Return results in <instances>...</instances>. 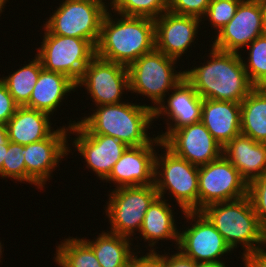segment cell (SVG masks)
<instances>
[{
    "instance_id": "6da1fadb",
    "label": "cell",
    "mask_w": 266,
    "mask_h": 267,
    "mask_svg": "<svg viewBox=\"0 0 266 267\" xmlns=\"http://www.w3.org/2000/svg\"><path fill=\"white\" fill-rule=\"evenodd\" d=\"M209 55L206 63L184 70V78L203 99L241 103L255 88L244 69L243 57L213 47Z\"/></svg>"
},
{
    "instance_id": "7a4b0ae2",
    "label": "cell",
    "mask_w": 266,
    "mask_h": 267,
    "mask_svg": "<svg viewBox=\"0 0 266 267\" xmlns=\"http://www.w3.org/2000/svg\"><path fill=\"white\" fill-rule=\"evenodd\" d=\"M112 16V17H111ZM105 13L96 45V56L128 67L155 49L154 20L146 17Z\"/></svg>"
},
{
    "instance_id": "3957f363",
    "label": "cell",
    "mask_w": 266,
    "mask_h": 267,
    "mask_svg": "<svg viewBox=\"0 0 266 267\" xmlns=\"http://www.w3.org/2000/svg\"><path fill=\"white\" fill-rule=\"evenodd\" d=\"M95 107L91 115L77 121L88 134L112 136L128 147L147 145L154 139L147 134L154 120L152 105L125 101Z\"/></svg>"
},
{
    "instance_id": "277c9868",
    "label": "cell",
    "mask_w": 266,
    "mask_h": 267,
    "mask_svg": "<svg viewBox=\"0 0 266 267\" xmlns=\"http://www.w3.org/2000/svg\"><path fill=\"white\" fill-rule=\"evenodd\" d=\"M201 212L223 236L232 251L239 244L243 248L242 254L252 253L266 246V229L259 223L248 196L210 204Z\"/></svg>"
},
{
    "instance_id": "5b68a950",
    "label": "cell",
    "mask_w": 266,
    "mask_h": 267,
    "mask_svg": "<svg viewBox=\"0 0 266 267\" xmlns=\"http://www.w3.org/2000/svg\"><path fill=\"white\" fill-rule=\"evenodd\" d=\"M177 61L157 49L143 54L127 67L129 91L151 99L152 103L156 104L152 106L154 110L165 100L168 92H172L184 78V71L175 70Z\"/></svg>"
},
{
    "instance_id": "8992f818",
    "label": "cell",
    "mask_w": 266,
    "mask_h": 267,
    "mask_svg": "<svg viewBox=\"0 0 266 267\" xmlns=\"http://www.w3.org/2000/svg\"><path fill=\"white\" fill-rule=\"evenodd\" d=\"M160 147L165 153L155 156L154 185L158 196L164 198L168 190L181 212L198 211L199 167L175 155L163 143Z\"/></svg>"
},
{
    "instance_id": "52a82bcc",
    "label": "cell",
    "mask_w": 266,
    "mask_h": 267,
    "mask_svg": "<svg viewBox=\"0 0 266 267\" xmlns=\"http://www.w3.org/2000/svg\"><path fill=\"white\" fill-rule=\"evenodd\" d=\"M102 0H63L44 27L54 35L88 40L95 48L102 19L109 9Z\"/></svg>"
},
{
    "instance_id": "ba28073f",
    "label": "cell",
    "mask_w": 266,
    "mask_h": 267,
    "mask_svg": "<svg viewBox=\"0 0 266 267\" xmlns=\"http://www.w3.org/2000/svg\"><path fill=\"white\" fill-rule=\"evenodd\" d=\"M41 47L35 54L47 71L65 74L75 83L96 56V48L85 39L51 34L45 27Z\"/></svg>"
},
{
    "instance_id": "9c48e42d",
    "label": "cell",
    "mask_w": 266,
    "mask_h": 267,
    "mask_svg": "<svg viewBox=\"0 0 266 267\" xmlns=\"http://www.w3.org/2000/svg\"><path fill=\"white\" fill-rule=\"evenodd\" d=\"M157 196L154 184L113 189L105 208L111 225L108 232L131 239L134 231L140 232L145 213Z\"/></svg>"
},
{
    "instance_id": "30bf717a",
    "label": "cell",
    "mask_w": 266,
    "mask_h": 267,
    "mask_svg": "<svg viewBox=\"0 0 266 267\" xmlns=\"http://www.w3.org/2000/svg\"><path fill=\"white\" fill-rule=\"evenodd\" d=\"M183 214V218L190 219L191 227L179 231L176 249L199 264L225 265L220 258L232 250L210 220L201 211H185Z\"/></svg>"
},
{
    "instance_id": "8fae6325",
    "label": "cell",
    "mask_w": 266,
    "mask_h": 267,
    "mask_svg": "<svg viewBox=\"0 0 266 267\" xmlns=\"http://www.w3.org/2000/svg\"><path fill=\"white\" fill-rule=\"evenodd\" d=\"M248 183L224 156L199 167L198 211L219 202L247 196Z\"/></svg>"
},
{
    "instance_id": "7c38bea8",
    "label": "cell",
    "mask_w": 266,
    "mask_h": 267,
    "mask_svg": "<svg viewBox=\"0 0 266 267\" xmlns=\"http://www.w3.org/2000/svg\"><path fill=\"white\" fill-rule=\"evenodd\" d=\"M82 86L96 106L122 103L123 92H129L128 68L95 56L76 83V87Z\"/></svg>"
},
{
    "instance_id": "4fadbf2b",
    "label": "cell",
    "mask_w": 266,
    "mask_h": 267,
    "mask_svg": "<svg viewBox=\"0 0 266 267\" xmlns=\"http://www.w3.org/2000/svg\"><path fill=\"white\" fill-rule=\"evenodd\" d=\"M68 127V128H67ZM60 126L48 138L22 148L26 164V182L42 189L52 177V171L70 153L69 125Z\"/></svg>"
},
{
    "instance_id": "5bb4252c",
    "label": "cell",
    "mask_w": 266,
    "mask_h": 267,
    "mask_svg": "<svg viewBox=\"0 0 266 267\" xmlns=\"http://www.w3.org/2000/svg\"><path fill=\"white\" fill-rule=\"evenodd\" d=\"M264 33V10L261 1L242 0L234 17L215 35L212 47L225 52L242 53L241 48H246Z\"/></svg>"
},
{
    "instance_id": "9a60e30c",
    "label": "cell",
    "mask_w": 266,
    "mask_h": 267,
    "mask_svg": "<svg viewBox=\"0 0 266 267\" xmlns=\"http://www.w3.org/2000/svg\"><path fill=\"white\" fill-rule=\"evenodd\" d=\"M70 132L76 135L72 145L85 159L86 169L93 170L102 181L109 176L113 166L128 148L112 136L88 134L75 120L69 122V135Z\"/></svg>"
},
{
    "instance_id": "2e32d148",
    "label": "cell",
    "mask_w": 266,
    "mask_h": 267,
    "mask_svg": "<svg viewBox=\"0 0 266 267\" xmlns=\"http://www.w3.org/2000/svg\"><path fill=\"white\" fill-rule=\"evenodd\" d=\"M162 143L175 155L198 167L223 155V147L201 121L173 131Z\"/></svg>"
},
{
    "instance_id": "e0dca14e",
    "label": "cell",
    "mask_w": 266,
    "mask_h": 267,
    "mask_svg": "<svg viewBox=\"0 0 266 267\" xmlns=\"http://www.w3.org/2000/svg\"><path fill=\"white\" fill-rule=\"evenodd\" d=\"M161 139L156 136L149 144L128 147L113 166L104 182L111 181L120 187H131L154 184L155 147L160 146ZM155 145V147H154ZM154 147V148H153Z\"/></svg>"
},
{
    "instance_id": "ac0fdd59",
    "label": "cell",
    "mask_w": 266,
    "mask_h": 267,
    "mask_svg": "<svg viewBox=\"0 0 266 267\" xmlns=\"http://www.w3.org/2000/svg\"><path fill=\"white\" fill-rule=\"evenodd\" d=\"M172 91L171 95L170 93L167 94L169 95L168 99L165 98L166 100H163L153 110L154 120L161 118L159 116L166 115L167 130L165 133L157 135L162 142L173 131L201 121L203 98L195 91L193 86L183 78Z\"/></svg>"
},
{
    "instance_id": "d6986e66",
    "label": "cell",
    "mask_w": 266,
    "mask_h": 267,
    "mask_svg": "<svg viewBox=\"0 0 266 267\" xmlns=\"http://www.w3.org/2000/svg\"><path fill=\"white\" fill-rule=\"evenodd\" d=\"M201 21L204 20L165 11L154 20L155 49L176 60L181 59L189 46L192 47Z\"/></svg>"
},
{
    "instance_id": "ffe728a7",
    "label": "cell",
    "mask_w": 266,
    "mask_h": 267,
    "mask_svg": "<svg viewBox=\"0 0 266 267\" xmlns=\"http://www.w3.org/2000/svg\"><path fill=\"white\" fill-rule=\"evenodd\" d=\"M201 122L224 147L241 134V104L232 101L203 99Z\"/></svg>"
},
{
    "instance_id": "44dd1931",
    "label": "cell",
    "mask_w": 266,
    "mask_h": 267,
    "mask_svg": "<svg viewBox=\"0 0 266 267\" xmlns=\"http://www.w3.org/2000/svg\"><path fill=\"white\" fill-rule=\"evenodd\" d=\"M223 155L247 183L266 175V143L239 134L223 147Z\"/></svg>"
},
{
    "instance_id": "7402d4cb",
    "label": "cell",
    "mask_w": 266,
    "mask_h": 267,
    "mask_svg": "<svg viewBox=\"0 0 266 267\" xmlns=\"http://www.w3.org/2000/svg\"><path fill=\"white\" fill-rule=\"evenodd\" d=\"M50 118L46 112L18 106L6 123L8 140L25 146L48 138L55 131Z\"/></svg>"
},
{
    "instance_id": "603a6c76",
    "label": "cell",
    "mask_w": 266,
    "mask_h": 267,
    "mask_svg": "<svg viewBox=\"0 0 266 267\" xmlns=\"http://www.w3.org/2000/svg\"><path fill=\"white\" fill-rule=\"evenodd\" d=\"M75 89L76 83L65 74L42 69L25 106L53 116L64 97Z\"/></svg>"
},
{
    "instance_id": "cb8c5ba5",
    "label": "cell",
    "mask_w": 266,
    "mask_h": 267,
    "mask_svg": "<svg viewBox=\"0 0 266 267\" xmlns=\"http://www.w3.org/2000/svg\"><path fill=\"white\" fill-rule=\"evenodd\" d=\"M167 201L165 197L157 196L145 213L139 233L145 242L148 241V245L153 247L149 251H155L156 242L159 240H174L175 246H178L179 231L174 219V210L171 209L172 204Z\"/></svg>"
},
{
    "instance_id": "d4e9b609",
    "label": "cell",
    "mask_w": 266,
    "mask_h": 267,
    "mask_svg": "<svg viewBox=\"0 0 266 267\" xmlns=\"http://www.w3.org/2000/svg\"><path fill=\"white\" fill-rule=\"evenodd\" d=\"M82 238L93 249L102 267H129L132 256L137 254L130 247V238L108 231H103L95 240Z\"/></svg>"
},
{
    "instance_id": "484cf974",
    "label": "cell",
    "mask_w": 266,
    "mask_h": 267,
    "mask_svg": "<svg viewBox=\"0 0 266 267\" xmlns=\"http://www.w3.org/2000/svg\"><path fill=\"white\" fill-rule=\"evenodd\" d=\"M241 104V134L266 143V88L255 87Z\"/></svg>"
},
{
    "instance_id": "4316f807",
    "label": "cell",
    "mask_w": 266,
    "mask_h": 267,
    "mask_svg": "<svg viewBox=\"0 0 266 267\" xmlns=\"http://www.w3.org/2000/svg\"><path fill=\"white\" fill-rule=\"evenodd\" d=\"M28 61V64L12 74L0 78L18 106H25L29 102L40 71L43 69L41 61L36 55L32 61Z\"/></svg>"
},
{
    "instance_id": "83f0119b",
    "label": "cell",
    "mask_w": 266,
    "mask_h": 267,
    "mask_svg": "<svg viewBox=\"0 0 266 267\" xmlns=\"http://www.w3.org/2000/svg\"><path fill=\"white\" fill-rule=\"evenodd\" d=\"M55 262L59 267H102L93 249L81 238L68 237L56 246Z\"/></svg>"
},
{
    "instance_id": "f1b7e54d",
    "label": "cell",
    "mask_w": 266,
    "mask_h": 267,
    "mask_svg": "<svg viewBox=\"0 0 266 267\" xmlns=\"http://www.w3.org/2000/svg\"><path fill=\"white\" fill-rule=\"evenodd\" d=\"M248 57L243 61L250 82L255 87L266 86V34L258 36L247 47Z\"/></svg>"
},
{
    "instance_id": "f546056e",
    "label": "cell",
    "mask_w": 266,
    "mask_h": 267,
    "mask_svg": "<svg viewBox=\"0 0 266 267\" xmlns=\"http://www.w3.org/2000/svg\"><path fill=\"white\" fill-rule=\"evenodd\" d=\"M110 5L112 12L125 16L146 17L153 20L168 11V0H115Z\"/></svg>"
},
{
    "instance_id": "4dcf8cb0",
    "label": "cell",
    "mask_w": 266,
    "mask_h": 267,
    "mask_svg": "<svg viewBox=\"0 0 266 267\" xmlns=\"http://www.w3.org/2000/svg\"><path fill=\"white\" fill-rule=\"evenodd\" d=\"M21 144L8 140V150L2 165V178H10L16 181L26 182V164Z\"/></svg>"
},
{
    "instance_id": "1f68e13d",
    "label": "cell",
    "mask_w": 266,
    "mask_h": 267,
    "mask_svg": "<svg viewBox=\"0 0 266 267\" xmlns=\"http://www.w3.org/2000/svg\"><path fill=\"white\" fill-rule=\"evenodd\" d=\"M242 0H211L204 15L211 27L218 33L234 17L236 9ZM206 17V18H205Z\"/></svg>"
},
{
    "instance_id": "d6a6232c",
    "label": "cell",
    "mask_w": 266,
    "mask_h": 267,
    "mask_svg": "<svg viewBox=\"0 0 266 267\" xmlns=\"http://www.w3.org/2000/svg\"><path fill=\"white\" fill-rule=\"evenodd\" d=\"M249 197L259 223L266 229V175L248 183Z\"/></svg>"
},
{
    "instance_id": "836d02e7",
    "label": "cell",
    "mask_w": 266,
    "mask_h": 267,
    "mask_svg": "<svg viewBox=\"0 0 266 267\" xmlns=\"http://www.w3.org/2000/svg\"><path fill=\"white\" fill-rule=\"evenodd\" d=\"M211 0H168V11L202 20Z\"/></svg>"
},
{
    "instance_id": "e575fe53",
    "label": "cell",
    "mask_w": 266,
    "mask_h": 267,
    "mask_svg": "<svg viewBox=\"0 0 266 267\" xmlns=\"http://www.w3.org/2000/svg\"><path fill=\"white\" fill-rule=\"evenodd\" d=\"M18 105L7 90L6 85L0 80V124H5L15 114Z\"/></svg>"
},
{
    "instance_id": "d590c367",
    "label": "cell",
    "mask_w": 266,
    "mask_h": 267,
    "mask_svg": "<svg viewBox=\"0 0 266 267\" xmlns=\"http://www.w3.org/2000/svg\"><path fill=\"white\" fill-rule=\"evenodd\" d=\"M129 267H164L163 266V254L160 255L156 251H149L144 256L138 257L133 255L129 264Z\"/></svg>"
},
{
    "instance_id": "8d00e7d4",
    "label": "cell",
    "mask_w": 266,
    "mask_h": 267,
    "mask_svg": "<svg viewBox=\"0 0 266 267\" xmlns=\"http://www.w3.org/2000/svg\"><path fill=\"white\" fill-rule=\"evenodd\" d=\"M163 254V266L164 267H198L197 262L193 259L184 256L180 251L173 255Z\"/></svg>"
},
{
    "instance_id": "74e56055",
    "label": "cell",
    "mask_w": 266,
    "mask_h": 267,
    "mask_svg": "<svg viewBox=\"0 0 266 267\" xmlns=\"http://www.w3.org/2000/svg\"><path fill=\"white\" fill-rule=\"evenodd\" d=\"M244 267H266V250L259 249L252 253L242 254Z\"/></svg>"
},
{
    "instance_id": "f35d334b",
    "label": "cell",
    "mask_w": 266,
    "mask_h": 267,
    "mask_svg": "<svg viewBox=\"0 0 266 267\" xmlns=\"http://www.w3.org/2000/svg\"><path fill=\"white\" fill-rule=\"evenodd\" d=\"M8 150V141L5 144H1L0 147V176L2 177V165L4 162V158L6 156Z\"/></svg>"
},
{
    "instance_id": "ab89813d",
    "label": "cell",
    "mask_w": 266,
    "mask_h": 267,
    "mask_svg": "<svg viewBox=\"0 0 266 267\" xmlns=\"http://www.w3.org/2000/svg\"><path fill=\"white\" fill-rule=\"evenodd\" d=\"M8 141L7 126L0 124V147Z\"/></svg>"
},
{
    "instance_id": "60d3db41",
    "label": "cell",
    "mask_w": 266,
    "mask_h": 267,
    "mask_svg": "<svg viewBox=\"0 0 266 267\" xmlns=\"http://www.w3.org/2000/svg\"><path fill=\"white\" fill-rule=\"evenodd\" d=\"M198 267H228V265H219V264H207V263H202L198 264Z\"/></svg>"
},
{
    "instance_id": "b9f144b4",
    "label": "cell",
    "mask_w": 266,
    "mask_h": 267,
    "mask_svg": "<svg viewBox=\"0 0 266 267\" xmlns=\"http://www.w3.org/2000/svg\"><path fill=\"white\" fill-rule=\"evenodd\" d=\"M264 10V21L266 23V0H260Z\"/></svg>"
},
{
    "instance_id": "7bdbcfd3",
    "label": "cell",
    "mask_w": 266,
    "mask_h": 267,
    "mask_svg": "<svg viewBox=\"0 0 266 267\" xmlns=\"http://www.w3.org/2000/svg\"><path fill=\"white\" fill-rule=\"evenodd\" d=\"M8 0H0V14L4 10V6L7 3ZM3 9V10H2Z\"/></svg>"
},
{
    "instance_id": "ee69618b",
    "label": "cell",
    "mask_w": 266,
    "mask_h": 267,
    "mask_svg": "<svg viewBox=\"0 0 266 267\" xmlns=\"http://www.w3.org/2000/svg\"><path fill=\"white\" fill-rule=\"evenodd\" d=\"M2 246H3V245H2L1 242H0V258H2L1 255L3 254V253H2V252H3V251H2V249H3ZM0 262H1V260H0Z\"/></svg>"
},
{
    "instance_id": "f6af8a7d",
    "label": "cell",
    "mask_w": 266,
    "mask_h": 267,
    "mask_svg": "<svg viewBox=\"0 0 266 267\" xmlns=\"http://www.w3.org/2000/svg\"><path fill=\"white\" fill-rule=\"evenodd\" d=\"M102 1H104V0H102ZM105 1H106V0H105ZM114 1H115V0H111V1H110V4H112Z\"/></svg>"
}]
</instances>
